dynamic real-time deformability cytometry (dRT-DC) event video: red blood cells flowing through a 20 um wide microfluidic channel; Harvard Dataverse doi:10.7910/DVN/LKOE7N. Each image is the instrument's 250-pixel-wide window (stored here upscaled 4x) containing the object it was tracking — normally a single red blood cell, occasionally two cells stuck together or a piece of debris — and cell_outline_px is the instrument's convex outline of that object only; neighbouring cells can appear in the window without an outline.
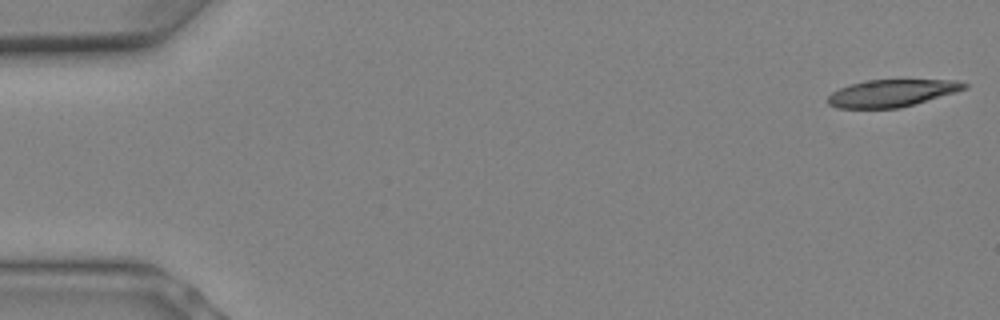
{"species": "Egyptian fruit bat (a non-hibernating species)", "species_latin": "Rousettus aegyptiacus", "temperature_condition": "warm", "stored_images_in_passage": 8, "camera_frame_rate_fps": 3000, "um_per_image_px": 0.085, "animal": {"sex": "female"}, "frame": {"image": 1, "passage_image": 1, "time_ms": 0.0, "image_size_px": [1000, 320], "cell_outline_px": [[968, 88], [956, 92], [900, 108], [836, 108], [828, 104], [828, 96], [832, 92], [840, 88], [864, 80], [956, 80], [968, 84]], "centroid_in_image_um": [75.81, 7.91], "position_along_channel_um": 9.2, "area_um2": 21.56}}